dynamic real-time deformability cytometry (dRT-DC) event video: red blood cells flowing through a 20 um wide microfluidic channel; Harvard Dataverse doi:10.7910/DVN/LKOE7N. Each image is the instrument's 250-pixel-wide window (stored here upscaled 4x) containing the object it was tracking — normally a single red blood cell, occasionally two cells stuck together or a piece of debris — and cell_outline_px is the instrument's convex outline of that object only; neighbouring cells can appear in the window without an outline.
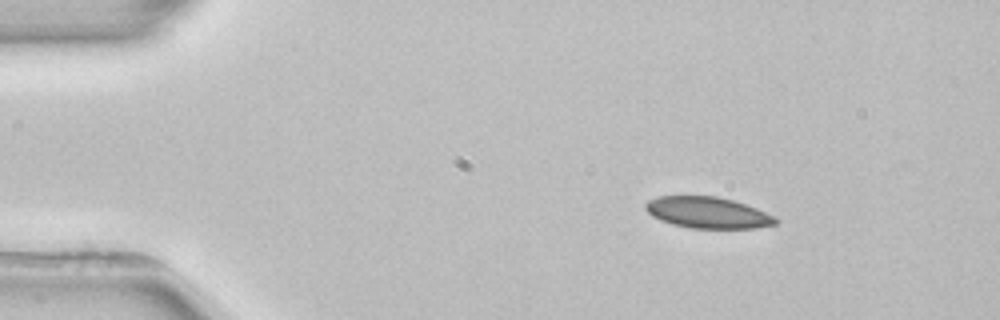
{"species": "common noctule bat (a hibernating species)", "species_latin": "Nyctalus noctula", "temperature_condition": "room temperature", "stored_images_in_passage": 3, "camera_frame_rate_fps": 3000, "um_per_image_px": 0.085, "animal": {"sex": "female", "body_mass_g": 22.7, "forearm_length_mm": 54.2}, "frame": {"image": 1, "passage_image": 1, "time_ms": 0.0, "image_size_px": [1000, 320], "cell_outline_px": [[780, 220], [776, 224], [756, 228], [688, 228], [672, 224], [660, 220], [652, 216], [644, 208], [644, 204], [648, 200], [660, 196], [716, 196], [732, 200], [756, 208], [776, 216]], "centroid_in_image_um": [60.16, 18.08], "position_along_channel_um": 24.8, "area_um2": 23.81}}
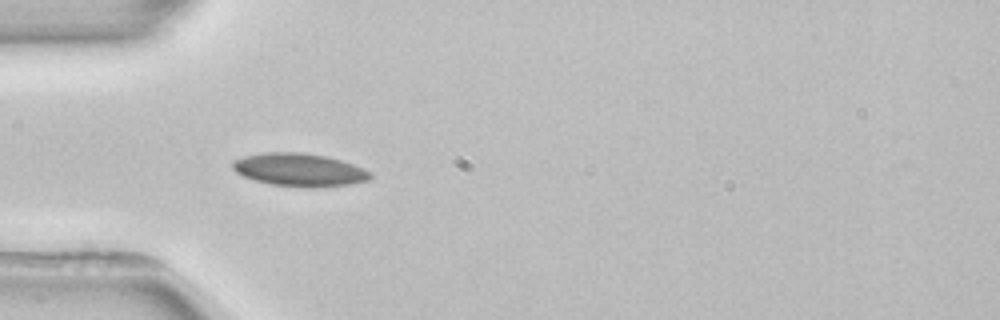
{"frame": {"image": 2, "passage_image": 3, "time_ms": 2.667, "image_size_px": [1000, 320], "cell_outline_px": [[372, 176], [368, 180], [348, 184], [320, 188], [304, 188], [268, 184], [244, 176], [236, 172], [232, 168], [232, 160], [244, 156], [268, 152], [300, 152], [328, 156], [364, 168], [372, 172]], "centroid_in_image_um": [25.45, 14.44], "position_along_channel_um": 59.5, "area_um2": 26.7}}